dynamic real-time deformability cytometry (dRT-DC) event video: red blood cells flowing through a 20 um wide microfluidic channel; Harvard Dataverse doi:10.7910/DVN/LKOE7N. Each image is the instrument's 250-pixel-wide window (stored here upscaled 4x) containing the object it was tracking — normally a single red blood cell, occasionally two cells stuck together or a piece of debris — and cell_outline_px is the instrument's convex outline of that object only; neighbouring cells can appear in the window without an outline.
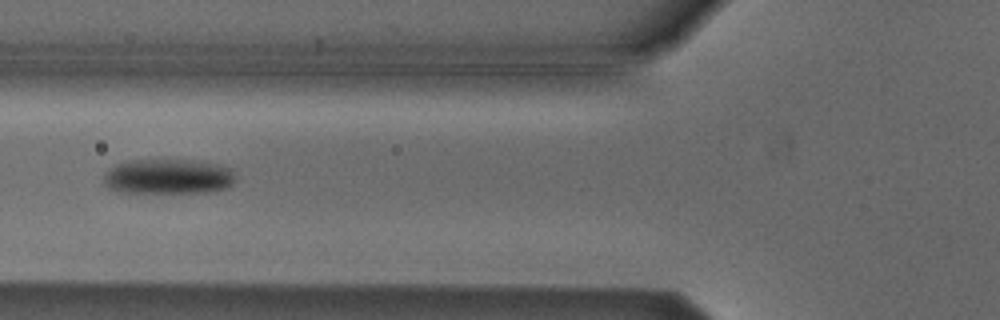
{"species": "Egyptian fruit bat (a non-hibernating species)", "species_latin": "Rousettus aegyptiacus", "temperature_condition": "cold", "stored_images_in_passage": 42, "camera_frame_rate_fps": 3000, "um_per_image_px": 0.085, "animal": {"sex": "male"}, "frame": {"image": 1, "passage_image": 9, "time_ms": 2.667, "image_size_px": [1000, 320], "cell_outline_px": [[236, 180], [228, 188], [216, 192], [120, 192], [108, 188], [104, 184], [104, 176], [116, 164], [132, 160], [188, 160], [216, 164], [232, 168]], "centroid_in_image_um": [14.35, 15.02], "position_along_channel_um": 111.5, "area_um2": 26.93}}
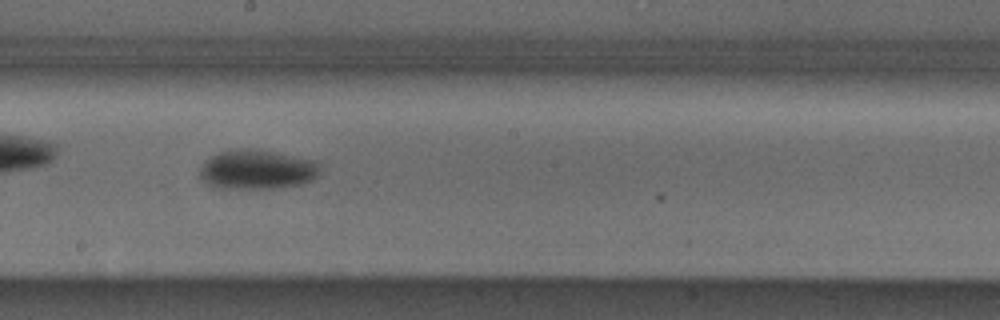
{"frame": {"image": 2, "passage_image": 18, "time_ms": 5.667, "image_size_px": [1000, 320], "cell_outline_px": [[320, 172], [312, 180], [300, 184], [280, 188], [216, 188], [204, 184], [200, 176], [200, 168], [204, 160], [216, 152], [240, 148], [252, 148], [276, 152], [312, 160], [320, 164]], "centroid_in_image_um": [21.79, 14.41], "position_along_channel_um": 226.4, "area_um2": 28.03}}
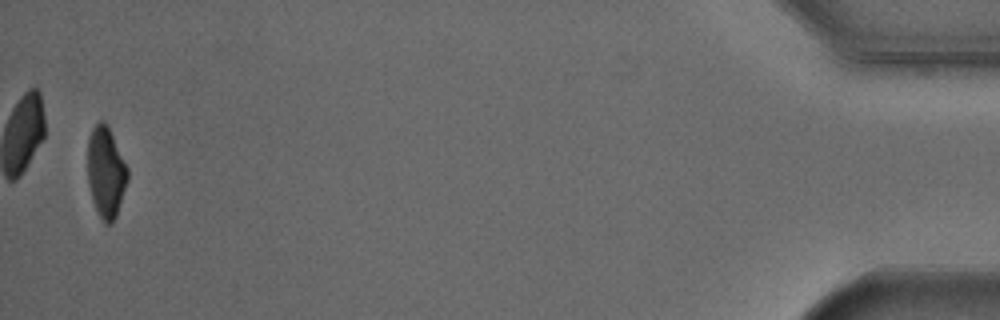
{"frame": {"image": 3, "passage_image": 41, "time_ms": 13.333, "image_size_px": [1000, 320], "cell_outline_px": [[128, 180], [116, 216], [112, 224], [104, 224], [92, 200], [88, 184], [88, 140], [92, 128], [100, 120], [104, 120], [108, 124], [128, 168]], "centroid_in_image_um": [9.01, 14.62], "position_along_channel_um": 426.2, "area_um2": 21.27}, "authors_computed_cell_mechanics": {"area_um2": 26.1834, "velocity_mm_per_s": 3.8388, "shape_relaxation_time_tau1_ms": 2.8064, "shape_relaxation_time_tau2_ms": null, "deformation_change_tau1": 0.1305, "deformation_change_tau2": null}}